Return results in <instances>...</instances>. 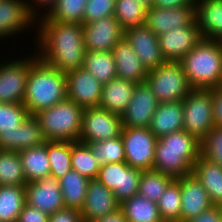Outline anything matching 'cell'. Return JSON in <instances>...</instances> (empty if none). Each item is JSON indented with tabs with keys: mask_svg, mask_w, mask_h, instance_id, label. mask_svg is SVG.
I'll return each mask as SVG.
<instances>
[{
	"mask_svg": "<svg viewBox=\"0 0 222 222\" xmlns=\"http://www.w3.org/2000/svg\"><path fill=\"white\" fill-rule=\"evenodd\" d=\"M36 26V54L39 59L65 74L83 67L86 52L83 24L37 18Z\"/></svg>",
	"mask_w": 222,
	"mask_h": 222,
	"instance_id": "6da1fadb",
	"label": "cell"
},
{
	"mask_svg": "<svg viewBox=\"0 0 222 222\" xmlns=\"http://www.w3.org/2000/svg\"><path fill=\"white\" fill-rule=\"evenodd\" d=\"M195 137L181 130L157 139L153 170L178 179L192 174L193 165L201 155Z\"/></svg>",
	"mask_w": 222,
	"mask_h": 222,
	"instance_id": "7a4b0ae2",
	"label": "cell"
},
{
	"mask_svg": "<svg viewBox=\"0 0 222 222\" xmlns=\"http://www.w3.org/2000/svg\"><path fill=\"white\" fill-rule=\"evenodd\" d=\"M67 98L66 74L38 57L31 63L23 105L30 115L50 108Z\"/></svg>",
	"mask_w": 222,
	"mask_h": 222,
	"instance_id": "3957f363",
	"label": "cell"
},
{
	"mask_svg": "<svg viewBox=\"0 0 222 222\" xmlns=\"http://www.w3.org/2000/svg\"><path fill=\"white\" fill-rule=\"evenodd\" d=\"M192 89H212L222 84V43L204 39L180 61Z\"/></svg>",
	"mask_w": 222,
	"mask_h": 222,
	"instance_id": "277c9868",
	"label": "cell"
},
{
	"mask_svg": "<svg viewBox=\"0 0 222 222\" xmlns=\"http://www.w3.org/2000/svg\"><path fill=\"white\" fill-rule=\"evenodd\" d=\"M84 108L66 98L33 116L46 141H79Z\"/></svg>",
	"mask_w": 222,
	"mask_h": 222,
	"instance_id": "5b68a950",
	"label": "cell"
},
{
	"mask_svg": "<svg viewBox=\"0 0 222 222\" xmlns=\"http://www.w3.org/2000/svg\"><path fill=\"white\" fill-rule=\"evenodd\" d=\"M145 82L159 103L181 101L192 90L180 62H165L149 70Z\"/></svg>",
	"mask_w": 222,
	"mask_h": 222,
	"instance_id": "8992f818",
	"label": "cell"
},
{
	"mask_svg": "<svg viewBox=\"0 0 222 222\" xmlns=\"http://www.w3.org/2000/svg\"><path fill=\"white\" fill-rule=\"evenodd\" d=\"M182 104L183 130L201 142L214 126L212 89H192Z\"/></svg>",
	"mask_w": 222,
	"mask_h": 222,
	"instance_id": "52a82bcc",
	"label": "cell"
},
{
	"mask_svg": "<svg viewBox=\"0 0 222 222\" xmlns=\"http://www.w3.org/2000/svg\"><path fill=\"white\" fill-rule=\"evenodd\" d=\"M121 138L124 143L125 162L142 171L153 170L157 138L149 128L123 127Z\"/></svg>",
	"mask_w": 222,
	"mask_h": 222,
	"instance_id": "ba28073f",
	"label": "cell"
},
{
	"mask_svg": "<svg viewBox=\"0 0 222 222\" xmlns=\"http://www.w3.org/2000/svg\"><path fill=\"white\" fill-rule=\"evenodd\" d=\"M37 58L34 56L17 57L0 64V103H20L24 101L27 78L31 63Z\"/></svg>",
	"mask_w": 222,
	"mask_h": 222,
	"instance_id": "9c48e42d",
	"label": "cell"
},
{
	"mask_svg": "<svg viewBox=\"0 0 222 222\" xmlns=\"http://www.w3.org/2000/svg\"><path fill=\"white\" fill-rule=\"evenodd\" d=\"M122 117L102 107L84 108L79 141L92 143L121 136Z\"/></svg>",
	"mask_w": 222,
	"mask_h": 222,
	"instance_id": "30bf717a",
	"label": "cell"
},
{
	"mask_svg": "<svg viewBox=\"0 0 222 222\" xmlns=\"http://www.w3.org/2000/svg\"><path fill=\"white\" fill-rule=\"evenodd\" d=\"M142 170L129 166L126 162L101 164L97 180L113 191L121 204L138 194Z\"/></svg>",
	"mask_w": 222,
	"mask_h": 222,
	"instance_id": "8fae6325",
	"label": "cell"
},
{
	"mask_svg": "<svg viewBox=\"0 0 222 222\" xmlns=\"http://www.w3.org/2000/svg\"><path fill=\"white\" fill-rule=\"evenodd\" d=\"M159 101L146 82L137 83L125 112L121 115L123 127L149 128Z\"/></svg>",
	"mask_w": 222,
	"mask_h": 222,
	"instance_id": "7c38bea8",
	"label": "cell"
},
{
	"mask_svg": "<svg viewBox=\"0 0 222 222\" xmlns=\"http://www.w3.org/2000/svg\"><path fill=\"white\" fill-rule=\"evenodd\" d=\"M26 204L47 213L54 214L65 208L59 179L48 175L25 185Z\"/></svg>",
	"mask_w": 222,
	"mask_h": 222,
	"instance_id": "4fadbf2b",
	"label": "cell"
},
{
	"mask_svg": "<svg viewBox=\"0 0 222 222\" xmlns=\"http://www.w3.org/2000/svg\"><path fill=\"white\" fill-rule=\"evenodd\" d=\"M202 39L194 20L189 26L174 28L158 36L161 53L166 62H180Z\"/></svg>",
	"mask_w": 222,
	"mask_h": 222,
	"instance_id": "5bb4252c",
	"label": "cell"
},
{
	"mask_svg": "<svg viewBox=\"0 0 222 222\" xmlns=\"http://www.w3.org/2000/svg\"><path fill=\"white\" fill-rule=\"evenodd\" d=\"M123 37L124 30L114 15L83 24V39L86 50L112 51Z\"/></svg>",
	"mask_w": 222,
	"mask_h": 222,
	"instance_id": "9a60e30c",
	"label": "cell"
},
{
	"mask_svg": "<svg viewBox=\"0 0 222 222\" xmlns=\"http://www.w3.org/2000/svg\"><path fill=\"white\" fill-rule=\"evenodd\" d=\"M102 86L84 67L66 74L67 98L82 108L99 107Z\"/></svg>",
	"mask_w": 222,
	"mask_h": 222,
	"instance_id": "2e32d148",
	"label": "cell"
},
{
	"mask_svg": "<svg viewBox=\"0 0 222 222\" xmlns=\"http://www.w3.org/2000/svg\"><path fill=\"white\" fill-rule=\"evenodd\" d=\"M124 37L131 44L147 71L166 62L160 50L158 36L145 24L126 29Z\"/></svg>",
	"mask_w": 222,
	"mask_h": 222,
	"instance_id": "e0dca14e",
	"label": "cell"
},
{
	"mask_svg": "<svg viewBox=\"0 0 222 222\" xmlns=\"http://www.w3.org/2000/svg\"><path fill=\"white\" fill-rule=\"evenodd\" d=\"M195 20V1L177 8H147L145 25L157 36L174 28L189 26Z\"/></svg>",
	"mask_w": 222,
	"mask_h": 222,
	"instance_id": "ac0fdd59",
	"label": "cell"
},
{
	"mask_svg": "<svg viewBox=\"0 0 222 222\" xmlns=\"http://www.w3.org/2000/svg\"><path fill=\"white\" fill-rule=\"evenodd\" d=\"M31 26L36 27V19L29 13L26 0H0V40L23 34Z\"/></svg>",
	"mask_w": 222,
	"mask_h": 222,
	"instance_id": "d6986e66",
	"label": "cell"
},
{
	"mask_svg": "<svg viewBox=\"0 0 222 222\" xmlns=\"http://www.w3.org/2000/svg\"><path fill=\"white\" fill-rule=\"evenodd\" d=\"M120 208V203L113 191L100 183L97 179H91L87 186V192L81 215L84 222H92Z\"/></svg>",
	"mask_w": 222,
	"mask_h": 222,
	"instance_id": "ffe728a7",
	"label": "cell"
},
{
	"mask_svg": "<svg viewBox=\"0 0 222 222\" xmlns=\"http://www.w3.org/2000/svg\"><path fill=\"white\" fill-rule=\"evenodd\" d=\"M178 180L181 191L180 222H186L213 206L206 189L193 174Z\"/></svg>",
	"mask_w": 222,
	"mask_h": 222,
	"instance_id": "44dd1931",
	"label": "cell"
},
{
	"mask_svg": "<svg viewBox=\"0 0 222 222\" xmlns=\"http://www.w3.org/2000/svg\"><path fill=\"white\" fill-rule=\"evenodd\" d=\"M45 142L39 122L33 115H29L18 129L0 132V150L20 152Z\"/></svg>",
	"mask_w": 222,
	"mask_h": 222,
	"instance_id": "7402d4cb",
	"label": "cell"
},
{
	"mask_svg": "<svg viewBox=\"0 0 222 222\" xmlns=\"http://www.w3.org/2000/svg\"><path fill=\"white\" fill-rule=\"evenodd\" d=\"M112 52L118 78L131 80L136 84L145 82L148 71L125 37L114 46Z\"/></svg>",
	"mask_w": 222,
	"mask_h": 222,
	"instance_id": "603a6c76",
	"label": "cell"
},
{
	"mask_svg": "<svg viewBox=\"0 0 222 222\" xmlns=\"http://www.w3.org/2000/svg\"><path fill=\"white\" fill-rule=\"evenodd\" d=\"M195 21L204 39H222V0H194Z\"/></svg>",
	"mask_w": 222,
	"mask_h": 222,
	"instance_id": "cb8c5ba5",
	"label": "cell"
},
{
	"mask_svg": "<svg viewBox=\"0 0 222 222\" xmlns=\"http://www.w3.org/2000/svg\"><path fill=\"white\" fill-rule=\"evenodd\" d=\"M136 83L123 78H114L102 86L99 106L112 113L122 115L131 100Z\"/></svg>",
	"mask_w": 222,
	"mask_h": 222,
	"instance_id": "d4e9b609",
	"label": "cell"
},
{
	"mask_svg": "<svg viewBox=\"0 0 222 222\" xmlns=\"http://www.w3.org/2000/svg\"><path fill=\"white\" fill-rule=\"evenodd\" d=\"M149 129L156 138H161L172 132L183 130V104L181 101L159 103Z\"/></svg>",
	"mask_w": 222,
	"mask_h": 222,
	"instance_id": "484cf974",
	"label": "cell"
},
{
	"mask_svg": "<svg viewBox=\"0 0 222 222\" xmlns=\"http://www.w3.org/2000/svg\"><path fill=\"white\" fill-rule=\"evenodd\" d=\"M192 174L206 189L212 205L222 207V168L200 155L193 165Z\"/></svg>",
	"mask_w": 222,
	"mask_h": 222,
	"instance_id": "4316f807",
	"label": "cell"
},
{
	"mask_svg": "<svg viewBox=\"0 0 222 222\" xmlns=\"http://www.w3.org/2000/svg\"><path fill=\"white\" fill-rule=\"evenodd\" d=\"M89 181L75 170H70L59 178L65 208L82 209Z\"/></svg>",
	"mask_w": 222,
	"mask_h": 222,
	"instance_id": "83f0119b",
	"label": "cell"
},
{
	"mask_svg": "<svg viewBox=\"0 0 222 222\" xmlns=\"http://www.w3.org/2000/svg\"><path fill=\"white\" fill-rule=\"evenodd\" d=\"M23 172L27 183L50 175L46 142L43 145L30 147L19 152Z\"/></svg>",
	"mask_w": 222,
	"mask_h": 222,
	"instance_id": "f1b7e54d",
	"label": "cell"
},
{
	"mask_svg": "<svg viewBox=\"0 0 222 222\" xmlns=\"http://www.w3.org/2000/svg\"><path fill=\"white\" fill-rule=\"evenodd\" d=\"M83 67L102 85L117 77L115 58L112 51L86 50Z\"/></svg>",
	"mask_w": 222,
	"mask_h": 222,
	"instance_id": "f546056e",
	"label": "cell"
},
{
	"mask_svg": "<svg viewBox=\"0 0 222 222\" xmlns=\"http://www.w3.org/2000/svg\"><path fill=\"white\" fill-rule=\"evenodd\" d=\"M127 222H163L156 202L136 194L120 204Z\"/></svg>",
	"mask_w": 222,
	"mask_h": 222,
	"instance_id": "4dcf8cb0",
	"label": "cell"
},
{
	"mask_svg": "<svg viewBox=\"0 0 222 222\" xmlns=\"http://www.w3.org/2000/svg\"><path fill=\"white\" fill-rule=\"evenodd\" d=\"M25 204V186H0V222H17Z\"/></svg>",
	"mask_w": 222,
	"mask_h": 222,
	"instance_id": "1f68e13d",
	"label": "cell"
},
{
	"mask_svg": "<svg viewBox=\"0 0 222 222\" xmlns=\"http://www.w3.org/2000/svg\"><path fill=\"white\" fill-rule=\"evenodd\" d=\"M72 170L88 179H96L101 164L89 144L80 141L71 142Z\"/></svg>",
	"mask_w": 222,
	"mask_h": 222,
	"instance_id": "d6a6232c",
	"label": "cell"
},
{
	"mask_svg": "<svg viewBox=\"0 0 222 222\" xmlns=\"http://www.w3.org/2000/svg\"><path fill=\"white\" fill-rule=\"evenodd\" d=\"M86 3L87 0H57L50 12L40 19L59 23L83 24Z\"/></svg>",
	"mask_w": 222,
	"mask_h": 222,
	"instance_id": "836d02e7",
	"label": "cell"
},
{
	"mask_svg": "<svg viewBox=\"0 0 222 222\" xmlns=\"http://www.w3.org/2000/svg\"><path fill=\"white\" fill-rule=\"evenodd\" d=\"M26 184L19 152L0 150V186Z\"/></svg>",
	"mask_w": 222,
	"mask_h": 222,
	"instance_id": "e575fe53",
	"label": "cell"
},
{
	"mask_svg": "<svg viewBox=\"0 0 222 222\" xmlns=\"http://www.w3.org/2000/svg\"><path fill=\"white\" fill-rule=\"evenodd\" d=\"M46 150L50 175L59 179L72 170L70 141H46Z\"/></svg>",
	"mask_w": 222,
	"mask_h": 222,
	"instance_id": "d590c367",
	"label": "cell"
},
{
	"mask_svg": "<svg viewBox=\"0 0 222 222\" xmlns=\"http://www.w3.org/2000/svg\"><path fill=\"white\" fill-rule=\"evenodd\" d=\"M147 8L137 0H116L114 17L121 28L144 25L146 22Z\"/></svg>",
	"mask_w": 222,
	"mask_h": 222,
	"instance_id": "8d00e7d4",
	"label": "cell"
},
{
	"mask_svg": "<svg viewBox=\"0 0 222 222\" xmlns=\"http://www.w3.org/2000/svg\"><path fill=\"white\" fill-rule=\"evenodd\" d=\"M163 222H180L181 191L178 179H173L157 202Z\"/></svg>",
	"mask_w": 222,
	"mask_h": 222,
	"instance_id": "74e56055",
	"label": "cell"
},
{
	"mask_svg": "<svg viewBox=\"0 0 222 222\" xmlns=\"http://www.w3.org/2000/svg\"><path fill=\"white\" fill-rule=\"evenodd\" d=\"M173 178L156 170L142 171L138 194L153 202H158Z\"/></svg>",
	"mask_w": 222,
	"mask_h": 222,
	"instance_id": "f35d334b",
	"label": "cell"
},
{
	"mask_svg": "<svg viewBox=\"0 0 222 222\" xmlns=\"http://www.w3.org/2000/svg\"><path fill=\"white\" fill-rule=\"evenodd\" d=\"M100 164L125 162L124 143L115 137L104 141L89 143Z\"/></svg>",
	"mask_w": 222,
	"mask_h": 222,
	"instance_id": "ab89813d",
	"label": "cell"
},
{
	"mask_svg": "<svg viewBox=\"0 0 222 222\" xmlns=\"http://www.w3.org/2000/svg\"><path fill=\"white\" fill-rule=\"evenodd\" d=\"M29 115L23 104L0 103V132L18 129Z\"/></svg>",
	"mask_w": 222,
	"mask_h": 222,
	"instance_id": "60d3db41",
	"label": "cell"
},
{
	"mask_svg": "<svg viewBox=\"0 0 222 222\" xmlns=\"http://www.w3.org/2000/svg\"><path fill=\"white\" fill-rule=\"evenodd\" d=\"M200 145L201 156L222 168V126H213Z\"/></svg>",
	"mask_w": 222,
	"mask_h": 222,
	"instance_id": "b9f144b4",
	"label": "cell"
},
{
	"mask_svg": "<svg viewBox=\"0 0 222 222\" xmlns=\"http://www.w3.org/2000/svg\"><path fill=\"white\" fill-rule=\"evenodd\" d=\"M115 5L116 0H87L84 10L83 24L114 15Z\"/></svg>",
	"mask_w": 222,
	"mask_h": 222,
	"instance_id": "7bdbcfd3",
	"label": "cell"
},
{
	"mask_svg": "<svg viewBox=\"0 0 222 222\" xmlns=\"http://www.w3.org/2000/svg\"><path fill=\"white\" fill-rule=\"evenodd\" d=\"M49 217L47 213L25 204L17 222H49Z\"/></svg>",
	"mask_w": 222,
	"mask_h": 222,
	"instance_id": "ee69618b",
	"label": "cell"
},
{
	"mask_svg": "<svg viewBox=\"0 0 222 222\" xmlns=\"http://www.w3.org/2000/svg\"><path fill=\"white\" fill-rule=\"evenodd\" d=\"M26 3H27L29 13L35 19H37V18L47 15L50 12V10L56 5L57 0H31V1L26 0ZM40 9H41V11H40ZM38 12L39 13L42 12L41 13L42 15L41 14L39 15Z\"/></svg>",
	"mask_w": 222,
	"mask_h": 222,
	"instance_id": "f6af8a7d",
	"label": "cell"
},
{
	"mask_svg": "<svg viewBox=\"0 0 222 222\" xmlns=\"http://www.w3.org/2000/svg\"><path fill=\"white\" fill-rule=\"evenodd\" d=\"M49 222H84L81 211L73 208H63L49 217Z\"/></svg>",
	"mask_w": 222,
	"mask_h": 222,
	"instance_id": "bcb514c9",
	"label": "cell"
},
{
	"mask_svg": "<svg viewBox=\"0 0 222 222\" xmlns=\"http://www.w3.org/2000/svg\"><path fill=\"white\" fill-rule=\"evenodd\" d=\"M214 126H222V85L212 88Z\"/></svg>",
	"mask_w": 222,
	"mask_h": 222,
	"instance_id": "7dc6e473",
	"label": "cell"
},
{
	"mask_svg": "<svg viewBox=\"0 0 222 222\" xmlns=\"http://www.w3.org/2000/svg\"><path fill=\"white\" fill-rule=\"evenodd\" d=\"M186 222H222V207L212 206L210 209Z\"/></svg>",
	"mask_w": 222,
	"mask_h": 222,
	"instance_id": "c3c4849f",
	"label": "cell"
},
{
	"mask_svg": "<svg viewBox=\"0 0 222 222\" xmlns=\"http://www.w3.org/2000/svg\"><path fill=\"white\" fill-rule=\"evenodd\" d=\"M194 0H154L153 6L160 8H177L181 6H188Z\"/></svg>",
	"mask_w": 222,
	"mask_h": 222,
	"instance_id": "681fc988",
	"label": "cell"
},
{
	"mask_svg": "<svg viewBox=\"0 0 222 222\" xmlns=\"http://www.w3.org/2000/svg\"><path fill=\"white\" fill-rule=\"evenodd\" d=\"M92 222H127L126 217L121 208L116 211L107 214L101 218H98Z\"/></svg>",
	"mask_w": 222,
	"mask_h": 222,
	"instance_id": "f907efd6",
	"label": "cell"
},
{
	"mask_svg": "<svg viewBox=\"0 0 222 222\" xmlns=\"http://www.w3.org/2000/svg\"><path fill=\"white\" fill-rule=\"evenodd\" d=\"M143 4L146 8L153 7L154 0H137Z\"/></svg>",
	"mask_w": 222,
	"mask_h": 222,
	"instance_id": "816d5d0a",
	"label": "cell"
}]
</instances>
